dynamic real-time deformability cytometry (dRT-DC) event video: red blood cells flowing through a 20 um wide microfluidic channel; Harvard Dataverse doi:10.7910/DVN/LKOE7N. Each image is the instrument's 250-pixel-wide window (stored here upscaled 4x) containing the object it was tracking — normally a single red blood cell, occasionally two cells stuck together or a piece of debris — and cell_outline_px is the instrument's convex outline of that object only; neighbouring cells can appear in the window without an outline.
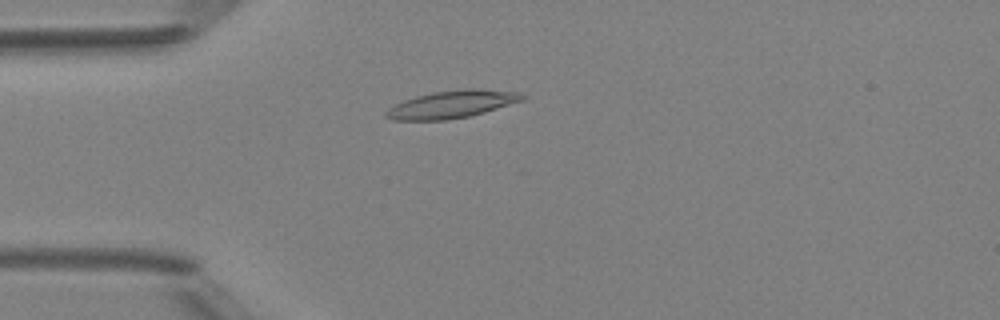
{"species": "Egyptian fruit bat (a non-hibernating species)", "species_latin": "Rousettus aegyptiacus", "temperature_condition": "room temperature", "stored_images_in_passage": 4, "camera_frame_rate_fps": 3000, "um_per_image_px": 0.085, "animal": {"sex": "female"}, "frame": {"image": 1, "passage_image": 4, "time_ms": 3.333, "image_size_px": [1000, 320], "cell_outline_px": [[528, 96], [524, 100], [484, 112], [468, 116], [444, 120], [392, 120], [384, 116], [384, 112], [388, 108], [404, 100], [416, 96], [432, 92], [464, 88], [476, 88], [520, 92]], "centroid_in_image_um": [38.42, 8.85], "position_along_channel_um": 46.6, "area_um2": 21.96}}